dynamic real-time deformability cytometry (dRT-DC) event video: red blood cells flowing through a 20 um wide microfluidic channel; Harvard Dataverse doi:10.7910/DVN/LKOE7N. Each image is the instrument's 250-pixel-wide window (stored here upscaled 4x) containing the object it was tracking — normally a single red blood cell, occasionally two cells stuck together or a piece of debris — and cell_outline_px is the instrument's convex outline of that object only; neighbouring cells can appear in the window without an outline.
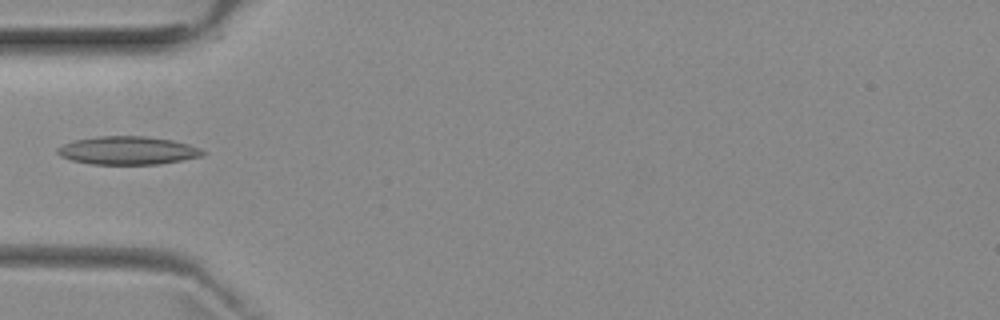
{"species": "common noctule bat (a hibernating species)", "species_latin": "Nyctalus noctula", "temperature_condition": "room temperature", "stored_images_in_passage": 4, "camera_frame_rate_fps": 3000, "um_per_image_px": 0.085, "animal": {"sex": "female", "body_mass_g": 29.2, "forearm_length_mm": 56.3}, "frame": {"image": 1, "passage_image": 3, "time_ms": 3.333, "image_size_px": [1000, 320], "cell_outline_px": [[208, 152], [204, 156], [160, 164], [92, 164], [72, 160], [60, 156], [56, 152], [56, 148], [64, 144], [76, 140], [100, 136], [144, 136], [172, 140], [188, 144], [200, 148]], "centroid_in_image_um": [10.9, 12.79], "position_along_channel_um": 74.1, "area_um2": 23.87}}
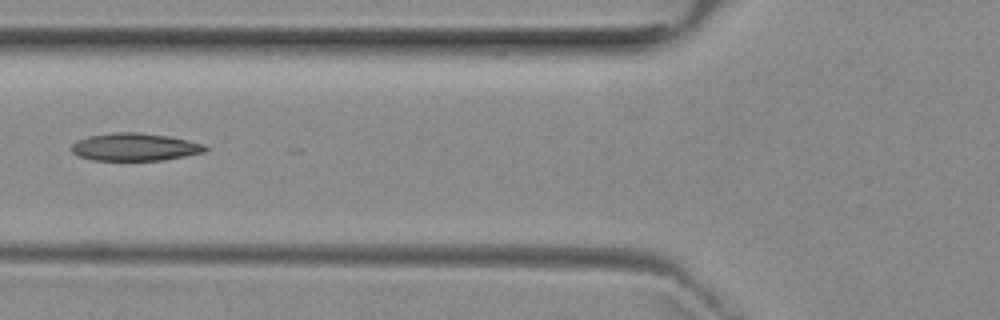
{"frame": {"image": 2, "passage_image": 4, "time_ms": 4.333, "image_size_px": [1000, 320], "cell_outline_px": [[208, 148], [204, 152], [164, 160], [92, 160], [80, 156], [72, 152], [72, 144], [76, 140], [88, 136], [112, 132], [140, 132], [168, 136], [188, 140], [204, 144]], "centroid_in_image_um": [11.45, 12.48], "position_along_channel_um": 114.4, "area_um2": 21.56}}